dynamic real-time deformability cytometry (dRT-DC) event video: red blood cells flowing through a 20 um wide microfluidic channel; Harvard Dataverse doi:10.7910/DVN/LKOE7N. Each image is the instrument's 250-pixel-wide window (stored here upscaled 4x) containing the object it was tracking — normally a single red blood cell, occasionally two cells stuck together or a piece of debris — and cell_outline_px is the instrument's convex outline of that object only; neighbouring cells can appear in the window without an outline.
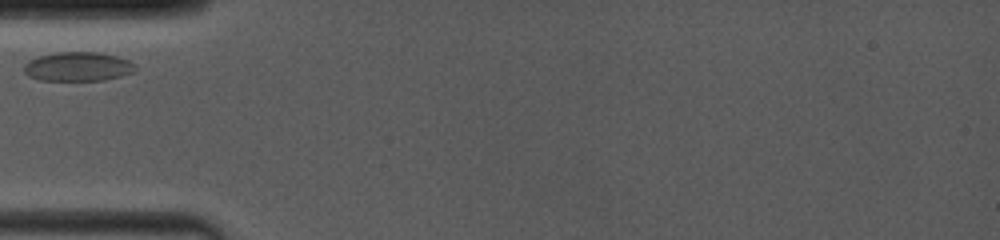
{"species": "common noctule bat (a hibernating species)", "species_latin": "Nyctalus noctula", "temperature_condition": "room temperature", "stored_images_in_passage": 3, "camera_frame_rate_fps": 4000, "um_per_image_px": 0.085, "animal": {"sex": "female", "body_mass_g": 19.0, "forearm_length_mm": 53.3}, "frame": {"image": 1, "passage_image": 1, "time_ms": 0.0, "image_size_px": [1000, 240], "cell_outline_px": [[136, 72], [104, 80], [40, 80], [28, 76], [24, 72], [24, 64], [28, 60], [40, 56], [56, 52], [100, 52], [116, 56], [128, 60], [136, 68]], "centroid_in_image_um": [6.61, 5.66], "position_along_channel_um": 78.4, "area_um2": 18.9}}
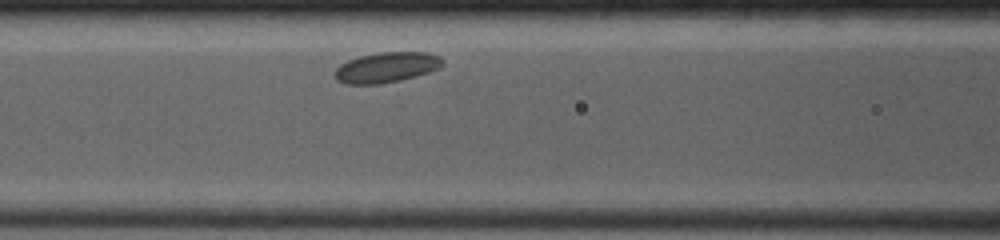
{"frame": {"image": 2, "passage_image": 3, "time_ms": 1.5, "image_size_px": [1000, 240], "cell_outline_px": [[444, 64], [440, 68], [416, 76], [400, 80], [380, 84], [348, 84], [340, 80], [336, 76], [336, 68], [340, 64], [348, 60], [360, 56], [380, 52], [424, 52], [440, 56], [444, 60]], "centroid_in_image_um": [32.91, 5.71], "position_along_channel_um": 133.7, "area_um2": 18.9}}